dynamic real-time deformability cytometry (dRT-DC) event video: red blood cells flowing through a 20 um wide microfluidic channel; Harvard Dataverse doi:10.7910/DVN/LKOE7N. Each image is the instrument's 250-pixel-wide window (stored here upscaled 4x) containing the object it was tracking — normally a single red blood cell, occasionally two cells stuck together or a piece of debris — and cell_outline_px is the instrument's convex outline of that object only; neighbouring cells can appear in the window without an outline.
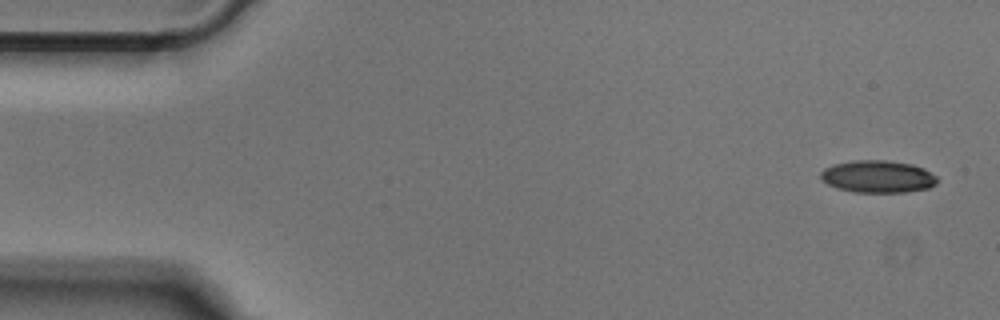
{"species": "Egyptian fruit bat (a non-hibernating species)", "species_latin": "Rousettus aegyptiacus", "temperature_condition": "cold", "stored_images_in_passage": 50, "camera_frame_rate_fps": 3000, "um_per_image_px": 0.085, "animal": {"sex": "male"}, "frame": {"image": 1, "passage_image": 1, "time_ms": 0.0, "image_size_px": [1000, 320], "cell_outline_px": [[936, 184], [928, 188], [904, 192], [856, 192], [836, 188], [820, 180], [820, 172], [824, 168], [832, 164], [852, 160], [888, 160], [912, 164], [924, 168], [936, 176]], "centroid_in_image_um": [74.57, 15.0], "position_along_channel_um": 10.4, "area_um2": 22.08}}
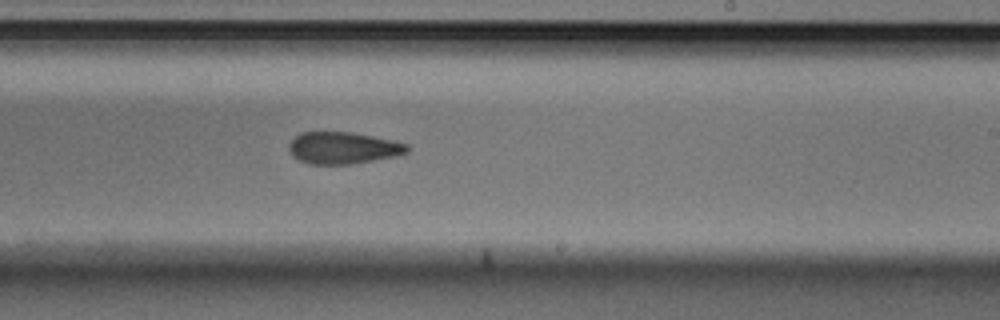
{"frame": {"image": 2, "passage_image": 29, "time_ms": 9.333, "image_size_px": [1000, 320], "cell_outline_px": [[408, 152], [396, 156], [348, 164], [308, 164], [292, 156], [288, 148], [288, 144], [300, 132], [352, 132], [392, 140], [408, 144]], "centroid_in_image_um": [29.13, 12.57], "position_along_channel_um": 259.9, "area_um2": 21.85}}
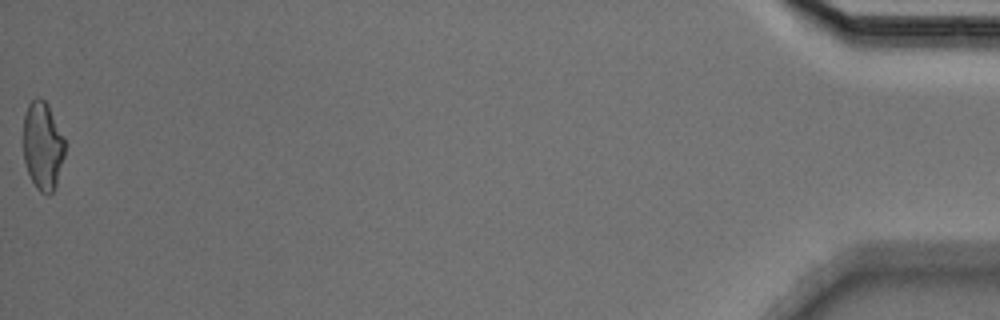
{"frame": {"image": 3, "passage_image": 50, "time_ms": 16.333, "image_size_px": [1000, 320], "cell_outline_px": [[64, 156], [56, 184], [52, 192], [48, 196], [40, 192], [36, 188], [28, 172], [24, 160], [24, 116], [28, 104], [36, 96], [40, 96], [48, 104], [64, 136]], "centroid_in_image_um": [3.63, 12.37], "position_along_channel_um": 431.6, "area_um2": 21.39}}